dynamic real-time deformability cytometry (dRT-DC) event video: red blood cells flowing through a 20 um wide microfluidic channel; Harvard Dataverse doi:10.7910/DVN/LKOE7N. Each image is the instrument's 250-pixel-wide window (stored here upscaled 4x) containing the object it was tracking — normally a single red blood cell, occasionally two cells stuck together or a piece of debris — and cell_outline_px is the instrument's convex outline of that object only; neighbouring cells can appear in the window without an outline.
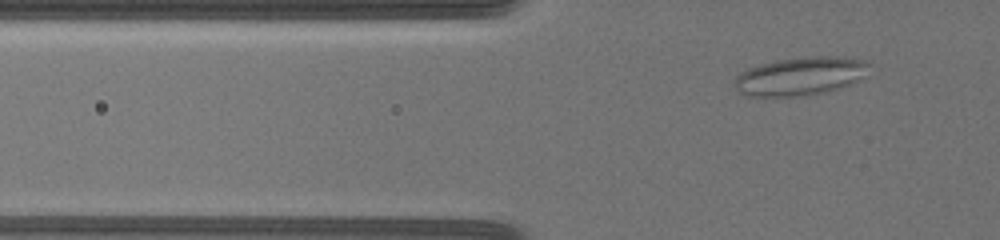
{"species": "common noctule bat (a hibernating species)", "species_latin": "Nyctalus noctula", "temperature_condition": "warm", "stored_images_in_passage": 81, "camera_frame_rate_fps": 3000, "um_per_image_px": 0.085, "animal": {"sex": "female", "body_mass_g": 19.5, "forearm_length_mm": 54.1}, "frame": {"image": 1, "passage_image": 17, "time_ms": 3.667, "image_size_px": [1000, 240], "cell_outline_px": [[868, 64], [860, 76], [856, 80], [840, 88], [824, 92], [804, 96], [748, 96], [740, 92], [736, 84], [736, 76], [740, 72], [748, 68], [760, 64], [780, 60], [816, 56], [844, 56], [864, 60]], "centroid_in_image_um": [67.99, 6.47], "position_along_channel_um": 57.8, "area_um2": 29.36}}
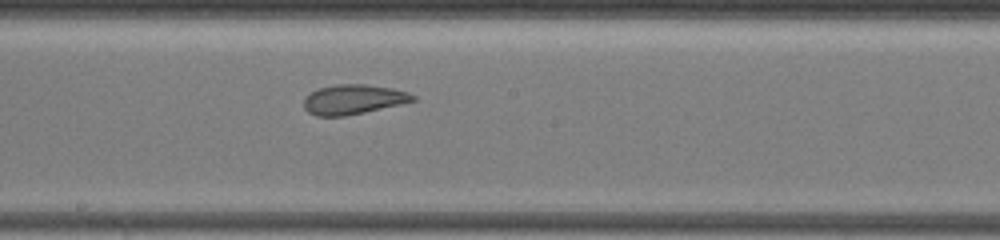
{"frame": {"image": 2, "passage_image": 36, "time_ms": 8.667, "image_size_px": [1000, 240], "cell_outline_px": [[416, 100], [400, 104], [364, 112], [344, 116], [316, 116], [308, 112], [304, 108], [304, 96], [320, 88], [336, 84], [364, 84], [392, 88], [408, 92], [416, 96]], "centroid_in_image_um": [30.02, 8.45], "position_along_channel_um": 218.2, "area_um2": 18.79}}
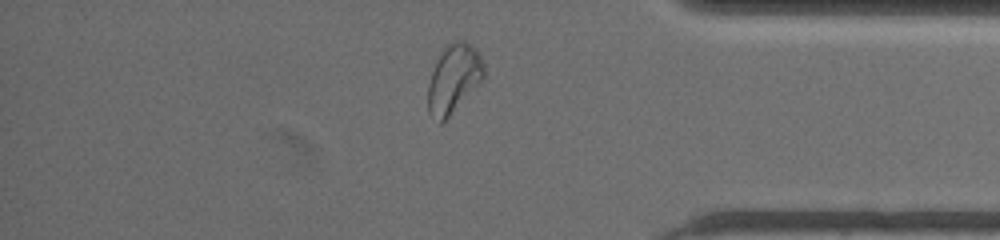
{"frame": {"image": 3, "passage_image": 65, "time_ms": 14.0, "image_size_px": [1000, 240], "cell_outline_px": [[484, 76], [480, 84], [440, 124], [428, 112], [428, 84], [436, 60], [444, 48], [452, 40], [464, 40], [476, 48], [484, 64]], "centroid_in_image_um": [38.57, 6.65], "position_along_channel_um": 396.6, "area_um2": 22.25}, "authors_computed_cell_mechanics": {"area_um2": 22.542, "velocity_mm_per_s": 3.6011, "shape_relaxation_time_tau1_ms": null, "shape_relaxation_time_tau2_ms": 1.4353, "deformation_change_tau1": null, "deformation_change_tau2": 0.0819}}